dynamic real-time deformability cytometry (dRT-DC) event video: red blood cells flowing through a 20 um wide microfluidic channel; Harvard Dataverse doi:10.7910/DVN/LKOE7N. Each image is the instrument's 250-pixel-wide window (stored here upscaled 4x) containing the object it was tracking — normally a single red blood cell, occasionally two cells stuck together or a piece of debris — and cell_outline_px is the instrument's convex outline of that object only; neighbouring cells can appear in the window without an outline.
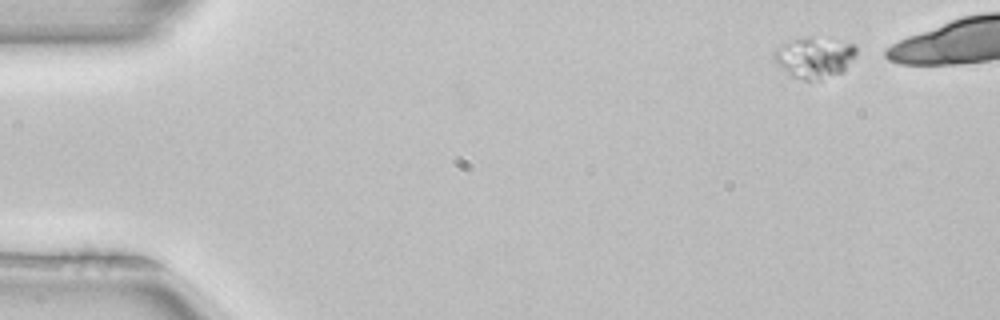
{"species": "common noctule bat (a hibernating species)", "species_latin": "Nyctalus noctula", "temperature_condition": "room temperature", "stored_images_in_passage": 3, "camera_frame_rate_fps": 3000, "um_per_image_px": 0.085, "animal": {"sex": "female", "body_mass_g": 22.7, "forearm_length_mm": 54.2}, "frame": {"image": 1, "passage_image": 1, "time_ms": 0.0, "image_size_px": [1000, 320], "cell_outline_px": [[856, 56], [840, 72], [820, 80], [804, 80], [788, 76], [772, 60], [772, 52], [784, 44], [792, 40], [808, 36], [852, 44], [856, 48]], "centroid_in_image_um": [69.14, 4.91], "position_along_channel_um": 15.9, "area_um2": 19.48}}